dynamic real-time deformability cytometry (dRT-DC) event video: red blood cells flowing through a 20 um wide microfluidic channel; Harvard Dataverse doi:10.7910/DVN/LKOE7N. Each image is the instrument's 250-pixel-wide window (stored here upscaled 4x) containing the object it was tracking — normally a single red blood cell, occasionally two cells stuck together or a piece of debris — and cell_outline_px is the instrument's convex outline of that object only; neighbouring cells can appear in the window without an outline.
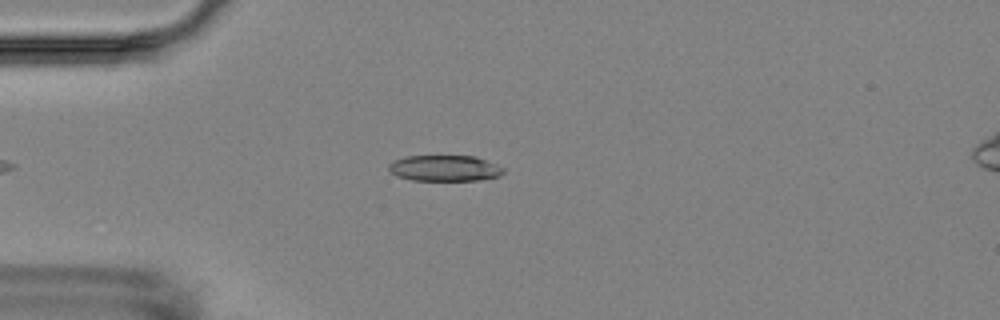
{"species": "Egyptian fruit bat (a non-hibernating species)", "species_latin": "Rousettus aegyptiacus", "temperature_condition": "room temperature", "stored_images_in_passage": 3, "camera_frame_rate_fps": 3000, "um_per_image_px": 0.085, "animal": {"sex": "female"}, "frame": {"image": 1, "passage_image": 1, "time_ms": 0.0, "image_size_px": [1000, 320], "cell_outline_px": [[504, 172], [500, 176], [480, 180], [412, 180], [396, 176], [388, 168], [388, 164], [404, 156], [476, 156], [496, 164], [504, 168]], "centroid_in_image_um": [37.81, 14.3], "position_along_channel_um": 47.2, "area_um2": 17.34}}
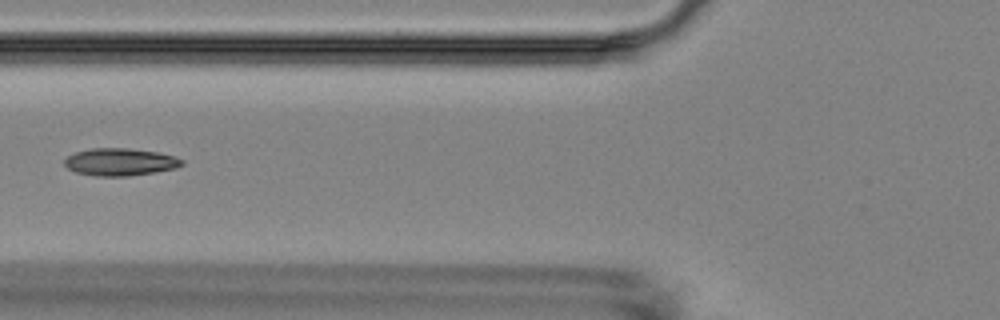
{"frame": {"image": 2, "passage_image": 3, "time_ms": 2.333, "image_size_px": [1000, 320], "cell_outline_px": [[184, 164], [176, 168], [156, 172], [128, 176], [96, 176], [76, 172], [68, 168], [64, 164], [64, 160], [68, 156], [76, 152], [92, 148], [124, 148], [156, 152], [172, 156], [184, 160]], "centroid_in_image_um": [10.21, 13.77], "position_along_channel_um": 115.6, "area_um2": 18.61}}